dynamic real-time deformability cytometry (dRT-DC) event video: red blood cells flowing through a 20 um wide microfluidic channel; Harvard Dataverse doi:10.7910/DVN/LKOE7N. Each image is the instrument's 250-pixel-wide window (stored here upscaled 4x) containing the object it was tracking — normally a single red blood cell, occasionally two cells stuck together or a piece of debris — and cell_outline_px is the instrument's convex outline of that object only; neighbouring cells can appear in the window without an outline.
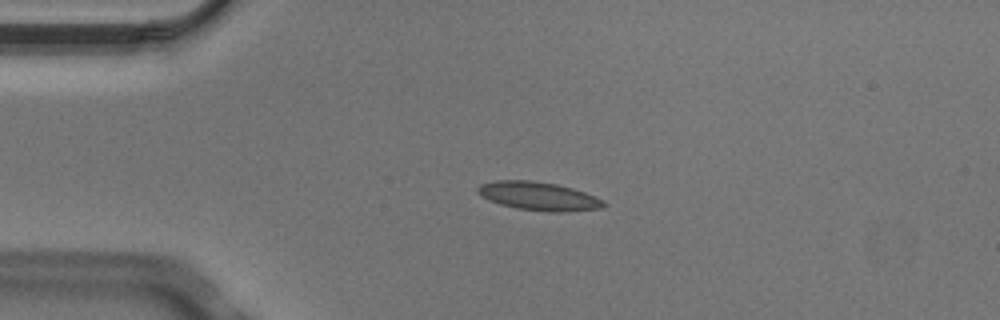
{"species": "Egyptian fruit bat (a non-hibernating species)", "species_latin": "Rousettus aegyptiacus", "temperature_condition": "cold", "stored_images_in_passage": 5, "camera_frame_rate_fps": 3000, "um_per_image_px": 0.085, "animal": {"sex": "male"}, "frame": {"image": 1, "passage_image": 4, "time_ms": 1.0, "image_size_px": [1000, 320], "cell_outline_px": [[608, 204], [604, 208], [564, 212], [548, 212], [516, 208], [500, 204], [488, 200], [476, 192], [476, 188], [480, 184], [496, 180], [532, 180], [556, 184], [572, 188], [584, 192], [604, 200]], "centroid_in_image_um": [45.79, 16.67], "position_along_channel_um": 39.2, "area_um2": 21.1}}